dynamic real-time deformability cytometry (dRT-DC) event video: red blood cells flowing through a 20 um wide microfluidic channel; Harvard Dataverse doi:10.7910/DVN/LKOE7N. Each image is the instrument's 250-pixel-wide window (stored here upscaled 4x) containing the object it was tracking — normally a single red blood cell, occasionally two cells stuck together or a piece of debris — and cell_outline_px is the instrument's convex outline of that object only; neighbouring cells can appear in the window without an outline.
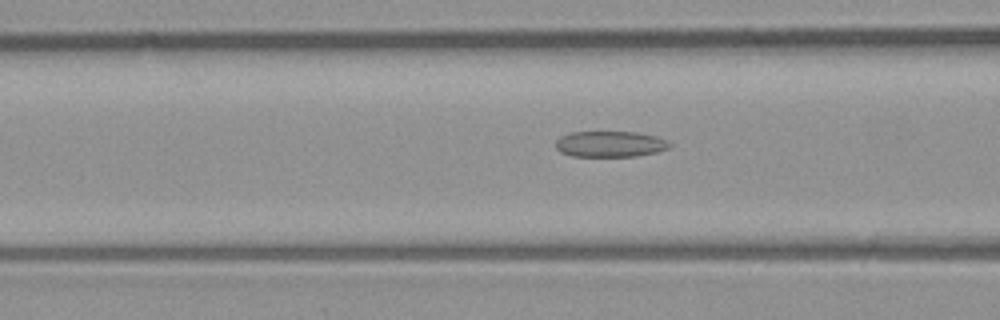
{"species": "common noctule bat (a hibernating species)", "species_latin": "Nyctalus noctula", "temperature_condition": "room temperature", "stored_images_in_passage": 33, "segment_of_instrument_passage": [1, 2], "camera_frame_rate_fps": 3000, "um_per_image_px": 0.085, "animal": {"sex": "male", "body_mass_g": 23.1, "forearm_length_mm": 52.7}, "frame": {"image": 1, "passage_image": 12, "time_ms": 3.667, "image_size_px": [1000, 320], "cell_outline_px": [[672, 144], [668, 148], [656, 152], [636, 156], [572, 156], [560, 152], [556, 148], [556, 140], [560, 136], [572, 132], [636, 132], [656, 136]], "centroid_in_image_um": [51.83, 12.24], "position_along_channel_um": 114.8, "area_um2": 17.11}}
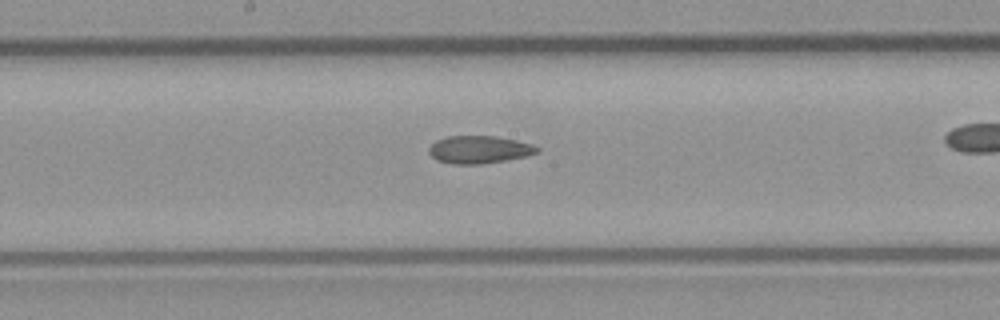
{"frame": {"image": 2, "passage_image": 19, "time_ms": 6.0, "image_size_px": [1000, 320], "cell_outline_px": [[540, 148], [536, 152], [528, 156], [480, 164], [452, 164], [436, 160], [428, 152], [428, 148], [436, 140], [448, 136], [496, 136], [516, 140], [532, 144]], "centroid_in_image_um": [40.71, 12.71], "position_along_channel_um": 207.5, "area_um2": 17.4}}
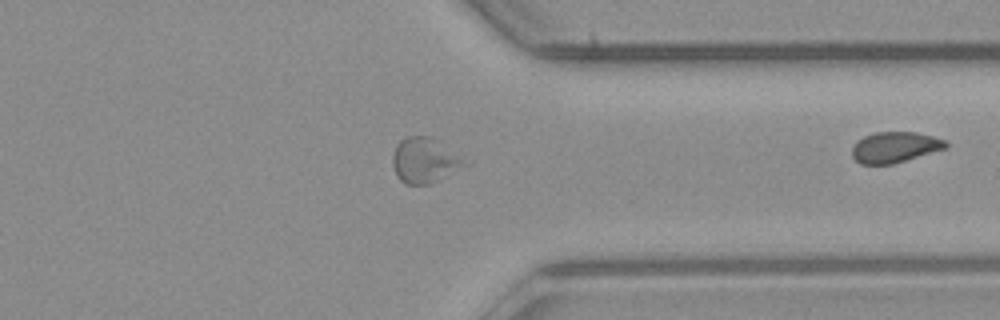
{"frame": {"image": 3, "passage_image": 32, "time_ms": 10.333, "image_size_px": [1000, 320], "cell_outline_px": [[472, 164], [440, 180], [428, 184], [404, 184], [396, 176], [392, 164], [392, 156], [396, 144], [400, 140], [408, 136], [432, 136], [472, 160]], "centroid_in_image_um": [36.2, 13.62], "position_along_channel_um": 375.2, "area_um2": 20.0}}